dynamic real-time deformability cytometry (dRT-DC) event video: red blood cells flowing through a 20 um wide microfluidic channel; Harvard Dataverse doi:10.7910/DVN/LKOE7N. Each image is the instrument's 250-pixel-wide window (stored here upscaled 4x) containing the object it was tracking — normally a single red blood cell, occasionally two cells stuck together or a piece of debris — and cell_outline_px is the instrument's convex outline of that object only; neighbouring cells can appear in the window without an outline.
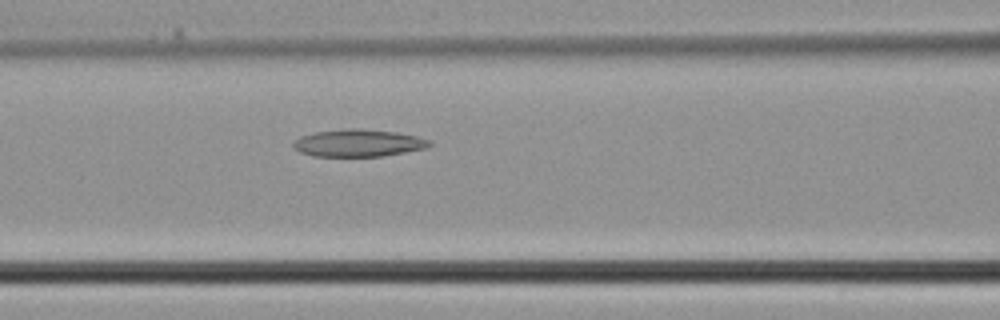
{"species": "common noctule bat (a hibernating species)", "species_latin": "Nyctalus noctula", "temperature_condition": "cold", "stored_images_in_passage": 38, "camera_frame_rate_fps": 3000, "um_per_image_px": 0.085, "animal": {"sex": "male", "body_mass_g": 21.5, "forearm_length_mm": 52.0}, "frame": {"image": 1, "passage_image": 16, "time_ms": 5.0, "image_size_px": [1000, 320], "cell_outline_px": [[432, 144], [428, 148], [380, 156], [312, 156], [300, 152], [292, 148], [292, 144], [300, 136], [316, 132], [348, 128], [360, 128], [396, 132], [416, 136], [432, 140]], "centroid_in_image_um": [30.46, 12.15], "position_along_channel_um": 136.1, "area_um2": 21.73}}
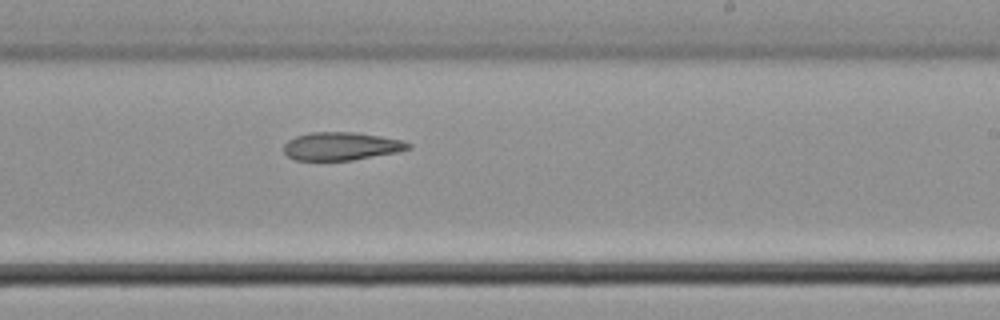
{"frame": {"image": 2, "passage_image": 23, "time_ms": 7.333, "image_size_px": [1000, 320], "cell_outline_px": [[412, 148], [396, 152], [352, 160], [296, 160], [288, 156], [284, 152], [284, 144], [288, 140], [296, 136], [312, 132], [352, 132], [380, 136], [400, 140], [412, 144]], "centroid_in_image_um": [28.99, 12.42], "position_along_channel_um": 260.0, "area_um2": 20.17}}
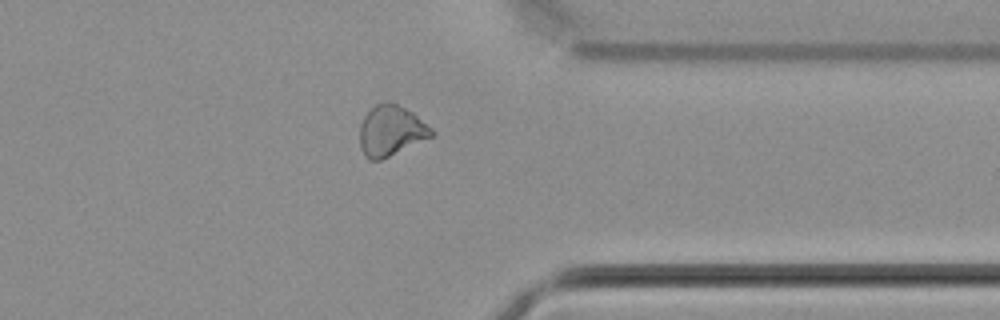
{"frame": {"image": 3, "passage_image": 30, "time_ms": 9.667, "image_size_px": [1000, 320], "cell_outline_px": [[436, 132], [432, 136], [380, 160], [368, 160], [364, 156], [360, 148], [360, 124], [364, 116], [376, 104], [388, 100], [412, 112], [432, 128]], "centroid_in_image_um": [33.21, 11.11], "position_along_channel_um": 378.2, "area_um2": 20.98}}